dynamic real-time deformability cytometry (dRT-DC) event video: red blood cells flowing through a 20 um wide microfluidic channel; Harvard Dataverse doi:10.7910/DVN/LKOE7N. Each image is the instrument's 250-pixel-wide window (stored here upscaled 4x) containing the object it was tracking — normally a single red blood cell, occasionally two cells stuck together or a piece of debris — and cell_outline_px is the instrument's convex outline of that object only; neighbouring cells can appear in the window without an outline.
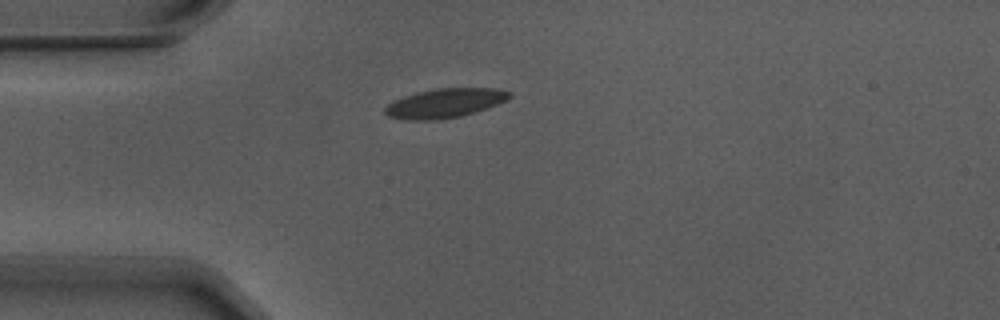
{"species": "Egyptian fruit bat (a non-hibernating species)", "species_latin": "Rousettus aegyptiacus", "temperature_condition": "warm", "stored_images_in_passage": 1, "camera_frame_rate_fps": 3000, "um_per_image_px": 0.085, "animal": {"sex": "male"}, "frame": {"image": 1, "passage_image": 1, "time_ms": 0.0, "image_size_px": [1000, 320], "cell_outline_px": [[512, 96], [496, 104], [460, 116], [440, 120], [408, 120], [388, 116], [384, 112], [384, 108], [388, 104], [404, 96], [416, 92], [436, 88], [496, 88], [512, 92]], "centroid_in_image_um": [37.78, 8.76], "position_along_channel_um": 47.2, "area_um2": 20.98}}